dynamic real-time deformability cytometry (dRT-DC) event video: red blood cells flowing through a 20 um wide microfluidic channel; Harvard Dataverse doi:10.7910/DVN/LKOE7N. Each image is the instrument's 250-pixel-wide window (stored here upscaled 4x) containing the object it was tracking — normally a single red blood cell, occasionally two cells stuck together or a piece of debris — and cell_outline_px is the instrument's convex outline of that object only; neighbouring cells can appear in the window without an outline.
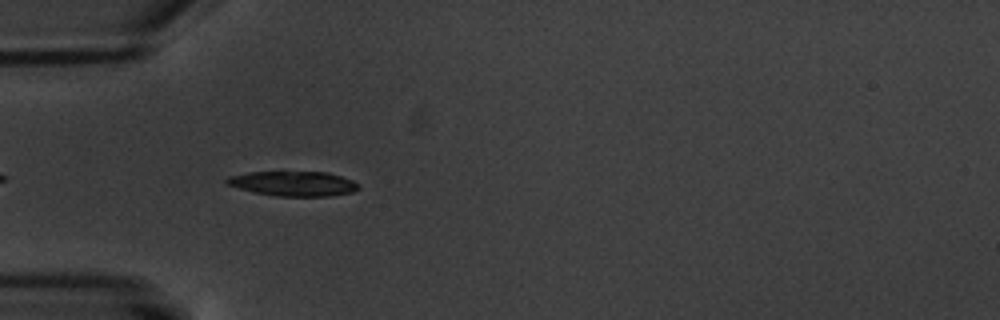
{"species": "common noctule bat (a hibernating species)", "species_latin": "Nyctalus noctula", "temperature_condition": "warm", "stored_images_in_passage": 6, "camera_frame_rate_fps": 3000, "um_per_image_px": 0.085, "animal": {"sex": "male", "body_mass_g": 20.1, "forearm_length_mm": 53.5}, "frame": {"image": 1, "passage_image": 5, "time_ms": 5.0, "image_size_px": [1000, 320], "cell_outline_px": [[360, 188], [352, 192], [328, 196], [276, 196], [256, 192], [240, 188], [228, 184], [224, 180], [228, 176], [248, 172], [328, 172], [352, 180], [360, 184]], "centroid_in_image_um": [24.96, 15.6], "position_along_channel_um": 60.0, "area_um2": 18.9}}